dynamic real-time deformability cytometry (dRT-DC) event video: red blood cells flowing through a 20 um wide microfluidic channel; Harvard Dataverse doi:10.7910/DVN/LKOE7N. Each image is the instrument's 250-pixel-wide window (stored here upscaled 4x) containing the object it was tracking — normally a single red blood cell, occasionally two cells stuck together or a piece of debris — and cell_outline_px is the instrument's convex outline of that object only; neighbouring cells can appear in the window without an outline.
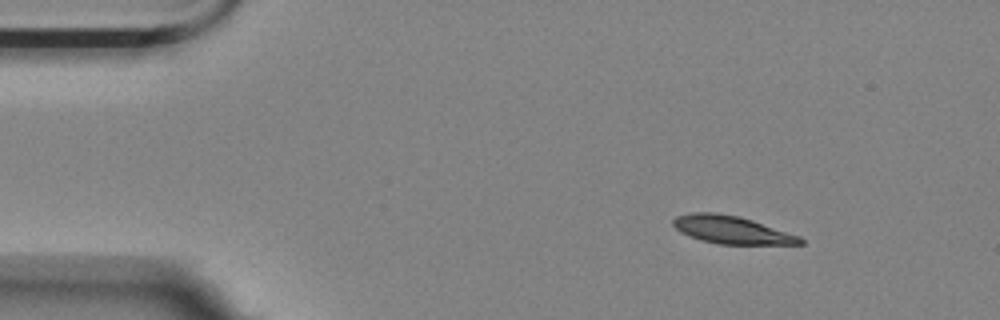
{"species": "Egyptian fruit bat (a non-hibernating species)", "species_latin": "Rousettus aegyptiacus", "temperature_condition": "room temperature", "stored_images_in_passage": 50, "camera_frame_rate_fps": 3000, "um_per_image_px": 0.085, "animal": {"sex": "female"}, "frame": {"image": 1, "passage_image": 1, "time_ms": 0.0, "image_size_px": [1000, 320], "cell_outline_px": [[804, 244], [720, 244], [700, 240], [688, 236], [680, 232], [672, 224], [672, 220], [676, 216], [692, 212], [716, 212], [740, 216], [800, 236], [804, 240]], "centroid_in_image_um": [62.16, 19.53], "position_along_channel_um": 22.8, "area_um2": 20.63}}
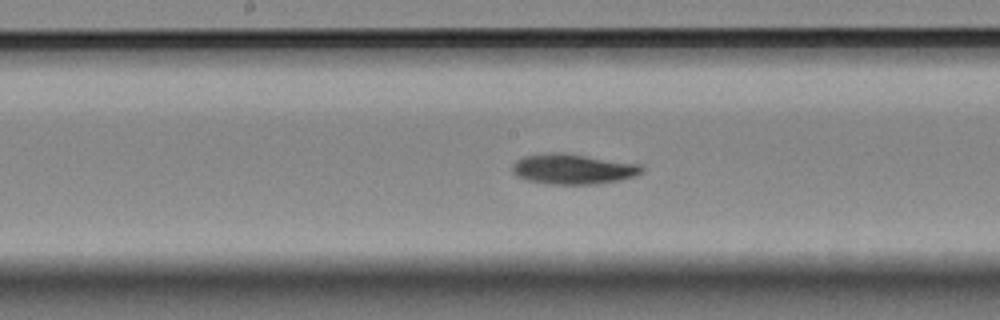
{"frame": {"image": 2, "passage_image": 22, "time_ms": 7.0, "image_size_px": [1000, 320], "cell_outline_px": [[644, 172], [636, 176], [620, 180], [596, 184], [544, 184], [528, 180], [516, 176], [512, 172], [512, 164], [516, 160], [524, 156], [548, 152], [564, 152], [640, 164], [644, 168]], "centroid_in_image_um": [48.7, 14.36], "position_along_channel_um": 199.5, "area_um2": 23.18}}
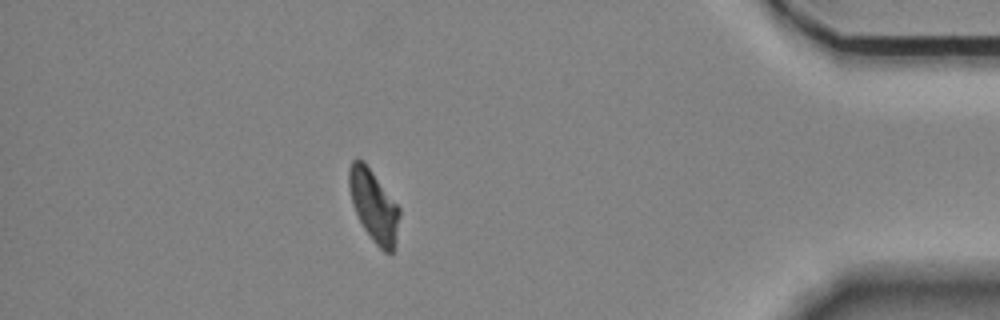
{"frame": {"image": 3, "passage_image": 43, "time_ms": 14.0, "image_size_px": [1000, 320], "cell_outline_px": [[400, 216], [396, 244], [392, 252], [384, 252], [372, 240], [364, 228], [352, 204], [348, 188], [348, 168], [352, 160], [356, 156], [364, 160], [400, 208]], "centroid_in_image_um": [31.76, 17.44], "position_along_channel_um": 403.4, "area_um2": 21.33}, "authors_computed_cell_mechanics": {"area_um2": 21.8773, "velocity_mm_per_s": 3.542, "shape_relaxation_time_tau1_ms": 4.9033, "shape_relaxation_time_tau2_ms": null, "deformation_change_tau1": 0.1524, "deformation_change_tau2": null}}